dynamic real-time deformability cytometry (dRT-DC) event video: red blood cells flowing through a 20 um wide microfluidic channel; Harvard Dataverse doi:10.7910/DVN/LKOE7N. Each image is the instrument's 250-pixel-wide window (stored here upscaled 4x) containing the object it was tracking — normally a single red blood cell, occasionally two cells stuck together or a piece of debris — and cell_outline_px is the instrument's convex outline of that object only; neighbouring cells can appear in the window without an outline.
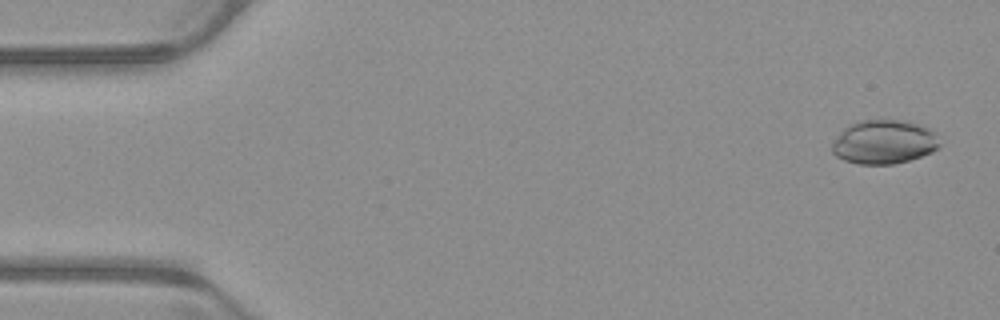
{"species": "common noctule bat (a hibernating species)", "species_latin": "Nyctalus noctula", "temperature_condition": "warm", "stored_images_in_passage": 52, "camera_frame_rate_fps": 3000, "um_per_image_px": 0.085, "animal": {"sex": "male", "body_mass_g": 23.1, "forearm_length_mm": 52.7}, "frame": {"image": 1, "passage_image": 2, "time_ms": 0.333, "image_size_px": [1000, 320], "cell_outline_px": [[940, 144], [932, 152], [908, 160], [892, 164], [860, 164], [844, 160], [836, 156], [832, 152], [832, 144], [840, 132], [844, 128], [860, 120], [904, 120], [928, 128], [932, 132]], "centroid_in_image_um": [75.1, 12.07], "position_along_channel_um": 9.9, "area_um2": 27.11}}
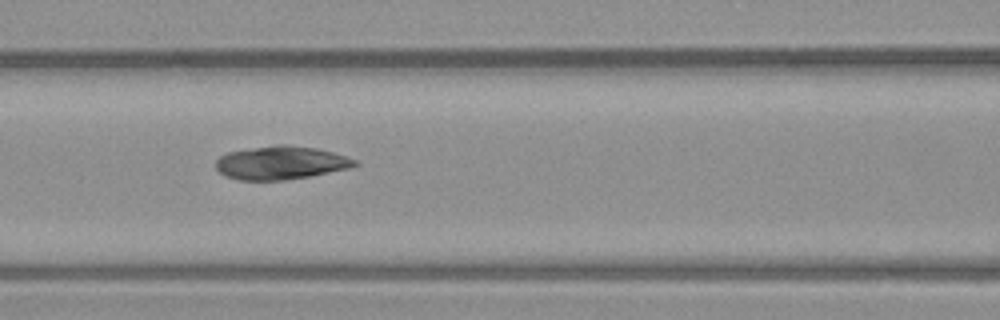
{"frame": {"image": 2, "passage_image": 22, "time_ms": 7.0, "image_size_px": [1000, 320], "cell_outline_px": [[360, 164], [352, 168], [312, 176], [284, 180], [236, 180], [224, 176], [216, 168], [216, 160], [220, 156], [228, 152], [280, 144], [288, 144], [316, 148], [332, 152], [356, 160]], "centroid_in_image_um": [23.89, 13.85], "position_along_channel_um": 142.7, "area_um2": 27.11}}
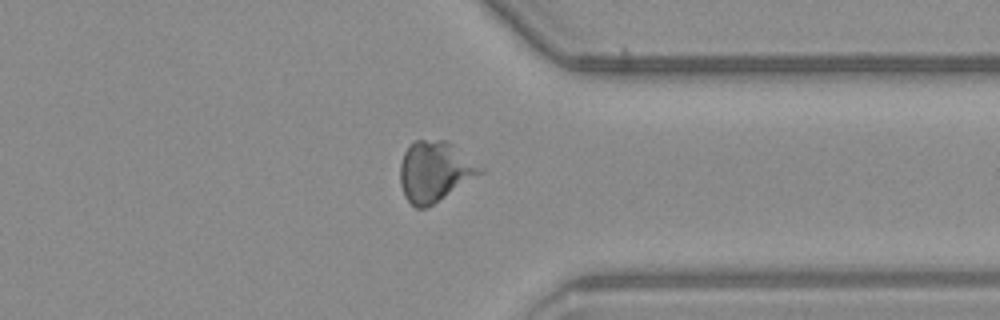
{"frame": {"image": 3, "passage_image": 40, "time_ms": 13.0, "image_size_px": [1000, 320], "cell_outline_px": [[488, 168], [484, 172], [428, 208], [416, 208], [404, 196], [400, 184], [400, 164], [404, 152], [416, 140], [448, 140]], "centroid_in_image_um": [37.02, 14.56], "position_along_channel_um": 374.4, "area_um2": 28.73}, "authors_computed_cell_mechanics": {"area_um2": 27.5995, "velocity_mm_per_s": 3.9454, "shape_relaxation_time_tau1_ms": null, "shape_relaxation_time_tau2_ms": 3.1958, "deformation_change_tau1": null, "deformation_change_tau2": 0.096}}